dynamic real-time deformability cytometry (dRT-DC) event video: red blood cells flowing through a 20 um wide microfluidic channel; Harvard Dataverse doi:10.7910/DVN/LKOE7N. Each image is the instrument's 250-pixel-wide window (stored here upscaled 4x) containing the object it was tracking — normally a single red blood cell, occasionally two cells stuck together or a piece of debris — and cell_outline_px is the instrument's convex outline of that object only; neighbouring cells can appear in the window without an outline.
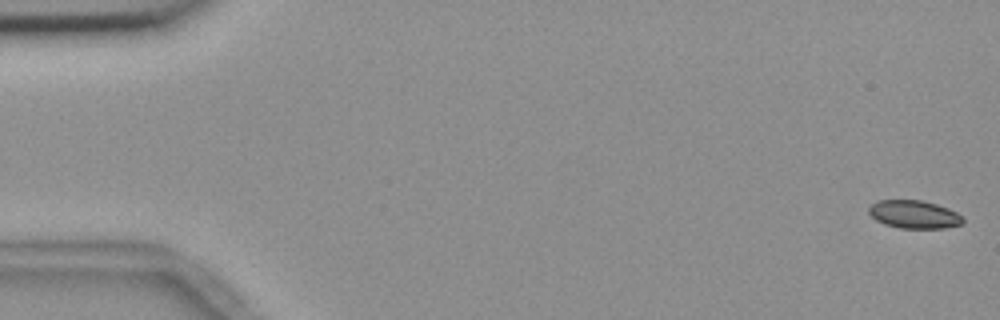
{"species": "common noctule bat (a hibernating species)", "species_latin": "Nyctalus noctula", "temperature_condition": "room temperature", "stored_images_in_passage": 57, "camera_frame_rate_fps": 3000, "um_per_image_px": 0.085, "animal": {"sex": "female", "body_mass_g": 18.4}, "frame": {"image": 1, "passage_image": 1, "time_ms": 0.0, "image_size_px": [1000, 320], "cell_outline_px": [[964, 224], [944, 228], [900, 228], [884, 224], [876, 220], [868, 212], [868, 208], [876, 200], [920, 200], [936, 204], [948, 208], [956, 212], [964, 220]], "centroid_in_image_um": [77.69, 18.22], "position_along_channel_um": 7.3, "area_um2": 15.37}}
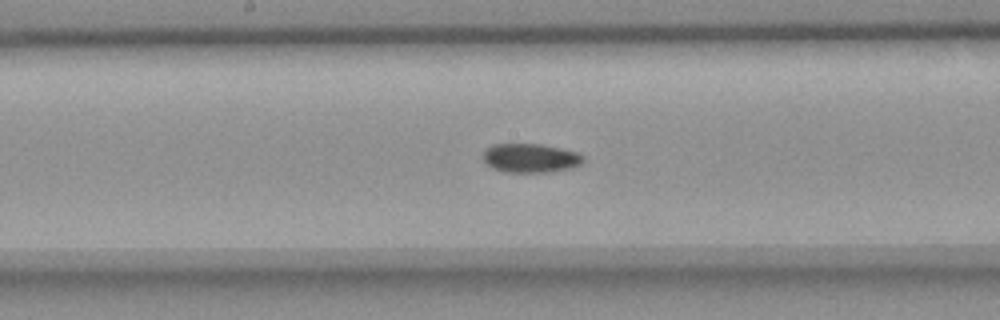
{"frame": {"image": 2, "passage_image": 29, "time_ms": 9.333, "image_size_px": [1000, 320], "cell_outline_px": [[584, 160], [580, 164], [572, 168], [548, 172], [504, 172], [492, 168], [484, 164], [480, 156], [492, 144], [540, 144], [580, 152], [584, 156]], "centroid_in_image_um": [45.06, 13.44], "position_along_channel_um": 203.1, "area_um2": 17.22}}
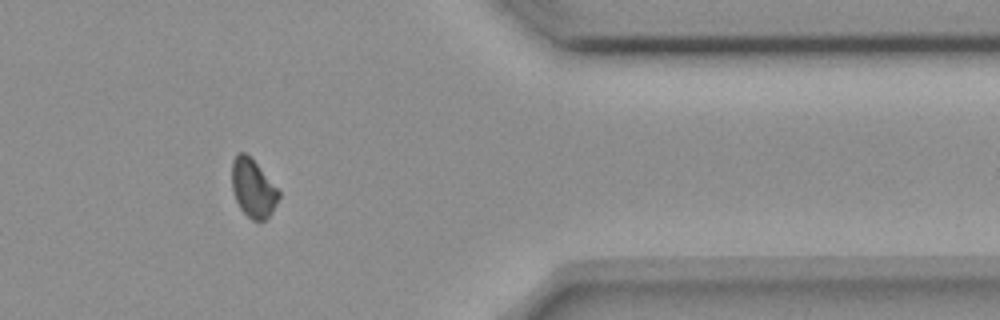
{"frame": {"image": 3, "passage_image": 46, "time_ms": 15.0, "image_size_px": [1000, 320], "cell_outline_px": [[280, 196], [272, 212], [264, 220], [252, 220], [240, 208], [236, 200], [232, 188], [232, 160], [236, 152], [244, 152], [256, 164], [280, 192]], "centroid_in_image_um": [21.49, 16.0], "position_along_channel_um": 389.9, "area_um2": 15.55}}